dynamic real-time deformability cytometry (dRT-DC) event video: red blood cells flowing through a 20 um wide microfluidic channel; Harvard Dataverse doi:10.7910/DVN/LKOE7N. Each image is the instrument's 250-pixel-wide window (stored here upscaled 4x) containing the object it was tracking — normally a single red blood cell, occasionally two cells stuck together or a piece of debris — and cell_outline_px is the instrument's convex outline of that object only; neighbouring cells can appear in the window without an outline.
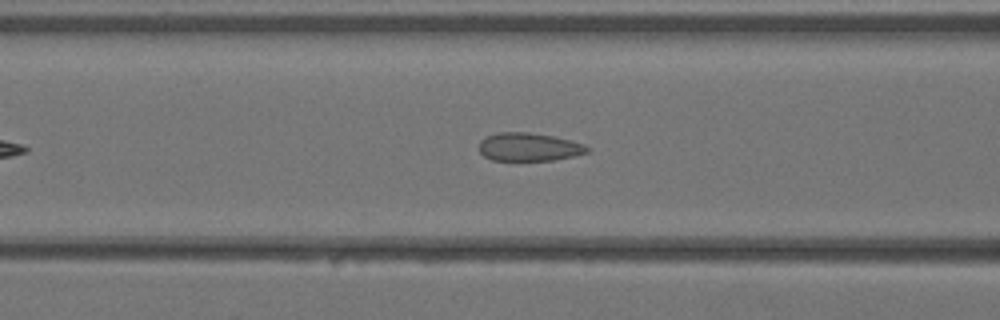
{"species": "Egyptian fruit bat (a non-hibernating species)", "species_latin": "Rousettus aegyptiacus", "temperature_condition": "warm", "stored_images_in_passage": 5, "camera_frame_rate_fps": 3000, "um_per_image_px": 0.085, "animal": {"sex": "female"}, "frame": {"image": 1, "passage_image": 4, "time_ms": 1.0, "image_size_px": [1000, 320], "cell_outline_px": [[592, 148], [588, 152], [572, 156], [552, 160], [492, 160], [484, 156], [480, 152], [480, 140], [488, 136], [500, 132], [528, 132], [552, 136], [584, 144]], "centroid_in_image_um": [44.96, 12.49], "position_along_channel_um": 121.6, "area_um2": 17.57}}